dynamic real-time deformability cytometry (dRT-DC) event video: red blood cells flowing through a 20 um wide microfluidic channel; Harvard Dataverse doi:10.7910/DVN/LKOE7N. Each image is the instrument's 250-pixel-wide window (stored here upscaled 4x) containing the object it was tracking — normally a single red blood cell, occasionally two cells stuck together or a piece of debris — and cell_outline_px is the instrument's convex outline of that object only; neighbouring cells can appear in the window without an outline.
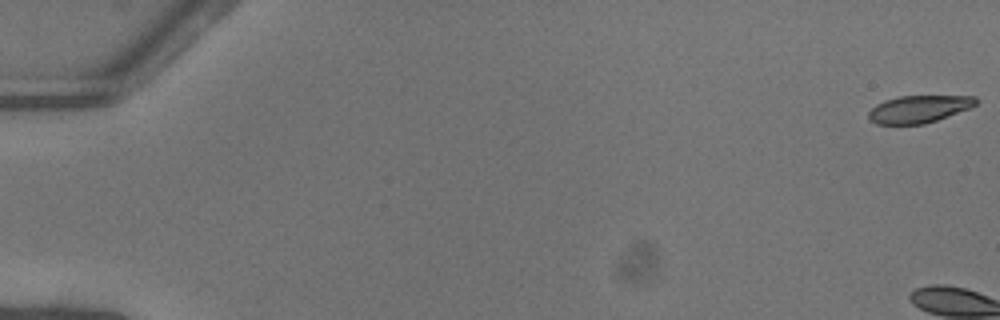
{"species": "common noctule bat (a hibernating species)", "species_latin": "Nyctalus noctula", "temperature_condition": "warm", "stored_images_in_passage": 5, "camera_frame_rate_fps": 3000, "um_per_image_px": 0.085, "animal": {"sex": "female"}, "frame": {"image": 1, "passage_image": 1, "time_ms": 0.0, "image_size_px": [1000, 320], "cell_outline_px": [[980, 100], [976, 104], [968, 108], [936, 120], [924, 124], [876, 124], [868, 120], [868, 112], [876, 104], [884, 100], [900, 96], [976, 96]], "centroid_in_image_um": [78.07, 9.26], "position_along_channel_um": 6.9, "area_um2": 17.05}}